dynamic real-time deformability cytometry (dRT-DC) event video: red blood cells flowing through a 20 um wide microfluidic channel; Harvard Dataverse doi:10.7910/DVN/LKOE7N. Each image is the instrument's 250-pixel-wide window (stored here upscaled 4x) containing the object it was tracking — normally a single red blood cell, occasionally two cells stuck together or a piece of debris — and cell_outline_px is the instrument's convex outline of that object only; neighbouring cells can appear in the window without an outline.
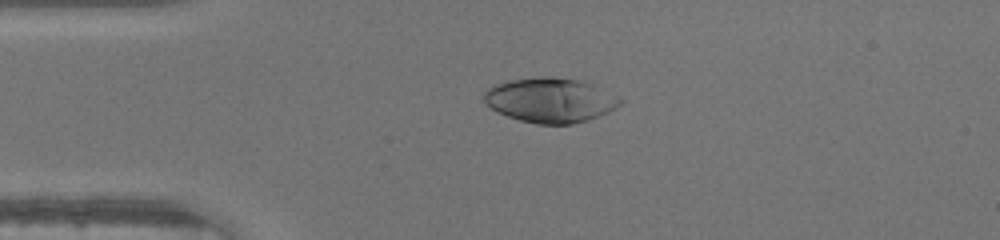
{"species": "human", "species_latin": "Homo sapiens", "temperature_condition": "warm", "stored_images_in_passage": 37, "camera_frame_rate_fps": 3000, "um_per_image_px": 0.085, "donor": {"sex": "male"}, "frame": {"image": 1, "passage_image": 1, "time_ms": 0.0, "image_size_px": [1000, 240], "cell_outline_px": [[624, 100], [616, 108], [608, 112], [588, 120], [572, 124], [536, 124], [520, 120], [508, 116], [484, 104], [484, 92], [488, 88], [496, 84], [508, 80], [540, 76], [552, 76], [576, 80], [596, 84]], "centroid_in_image_um": [46.79, 8.5], "position_along_channel_um": 38.2, "area_um2": 35.6}}
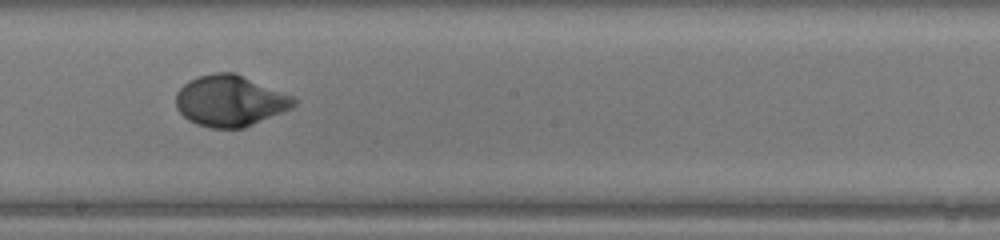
{"frame": {"image": 2, "passage_image": 16, "time_ms": 5.0, "image_size_px": [1000, 240], "cell_outline_px": [[296, 104], [292, 108], [244, 128], [208, 128], [196, 124], [188, 120], [176, 108], [176, 92], [188, 80], [200, 76], [216, 72], [236, 72], [292, 96], [296, 100]], "centroid_in_image_um": [19.54, 8.57], "position_along_channel_um": 228.7, "area_um2": 35.14}}
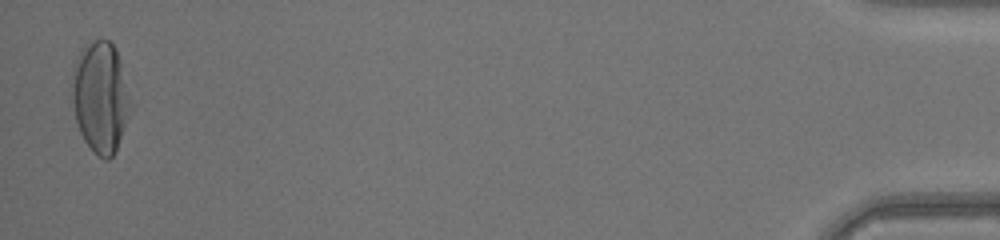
{"frame": {"image": 3, "passage_image": 36, "time_ms": 11.667, "image_size_px": [1000, 240], "cell_outline_px": [[132, 104], [128, 116], [116, 148], [112, 156], [108, 160], [104, 160], [92, 152], [84, 140], [80, 132], [76, 120], [72, 100], [72, 88], [76, 60], [80, 48], [96, 40], [108, 40], [112, 44], [120, 60]], "centroid_in_image_um": [8.53, 8.28], "position_along_channel_um": 426.7, "area_um2": 37.34}}